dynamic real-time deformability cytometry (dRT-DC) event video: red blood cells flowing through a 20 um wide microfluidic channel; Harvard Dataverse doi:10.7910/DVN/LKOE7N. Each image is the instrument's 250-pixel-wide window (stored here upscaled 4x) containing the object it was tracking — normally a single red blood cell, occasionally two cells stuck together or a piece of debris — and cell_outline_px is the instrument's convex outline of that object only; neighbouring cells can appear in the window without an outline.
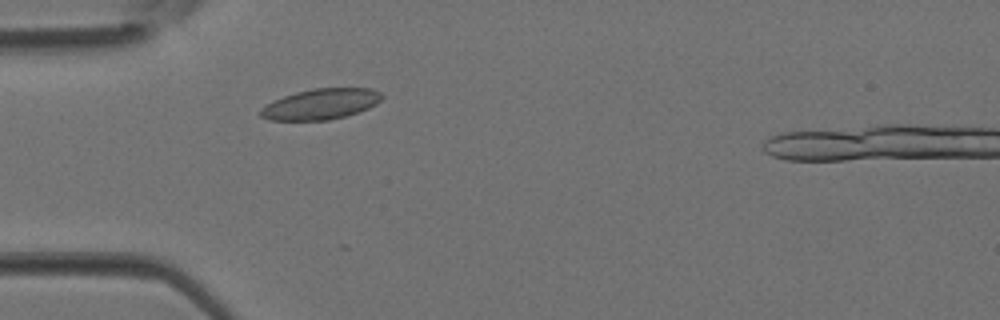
{"species": "Egyptian fruit bat (a non-hibernating species)", "species_latin": "Rousettus aegyptiacus", "temperature_condition": "room temperature", "stored_images_in_passage": 17, "camera_frame_rate_fps": 3000, "um_per_image_px": 0.085, "animal": {"sex": "female"}, "frame": {"image": 1, "passage_image": 7, "time_ms": 2.0, "image_size_px": [1000, 320], "cell_outline_px": [[384, 96], [376, 104], [368, 108], [344, 116], [328, 120], [268, 120], [260, 116], [256, 112], [260, 108], [272, 100], [296, 92], [312, 88], [372, 88], [380, 92]], "centroid_in_image_um": [27.21, 8.84], "position_along_channel_um": 57.8, "area_um2": 21.79}}
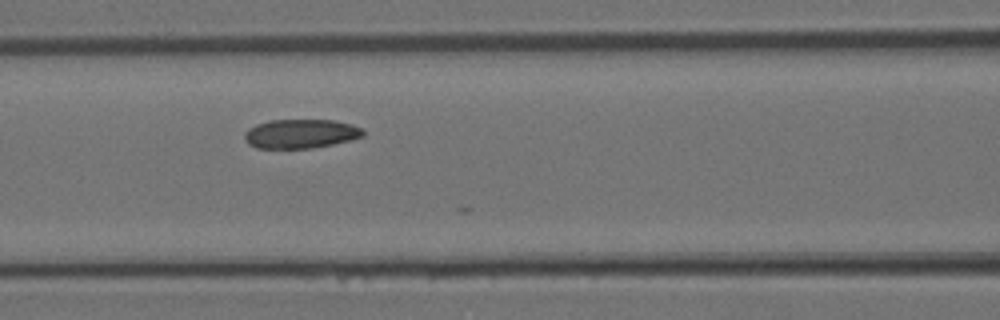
{"frame": {"image": 2, "passage_image": 12, "time_ms": 3.667, "image_size_px": [1000, 320], "cell_outline_px": [[364, 136], [352, 140], [312, 148], [256, 148], [248, 144], [244, 140], [244, 132], [248, 128], [256, 124], [268, 120], [332, 120], [352, 124], [360, 128], [364, 132]], "centroid_in_image_um": [25.52, 11.37], "position_along_channel_um": 141.1, "area_um2": 20.23}}
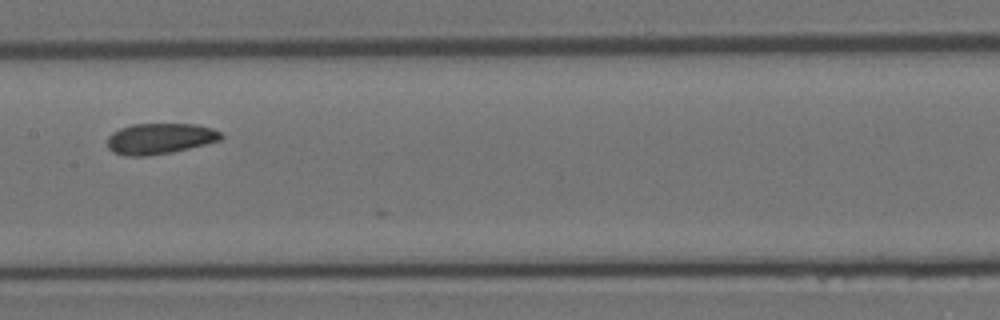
{"frame": {"image": 3, "passage_image": 15, "time_ms": 4.667, "image_size_px": [1000, 320], "cell_outline_px": [[224, 136], [220, 140], [172, 152], [144, 156], [124, 156], [112, 152], [108, 148], [108, 136], [112, 132], [120, 128], [132, 124], [196, 124], [212, 128], [220, 132]], "centroid_in_image_um": [13.56, 11.78], "position_along_channel_um": 193.8, "area_um2": 20.4}}